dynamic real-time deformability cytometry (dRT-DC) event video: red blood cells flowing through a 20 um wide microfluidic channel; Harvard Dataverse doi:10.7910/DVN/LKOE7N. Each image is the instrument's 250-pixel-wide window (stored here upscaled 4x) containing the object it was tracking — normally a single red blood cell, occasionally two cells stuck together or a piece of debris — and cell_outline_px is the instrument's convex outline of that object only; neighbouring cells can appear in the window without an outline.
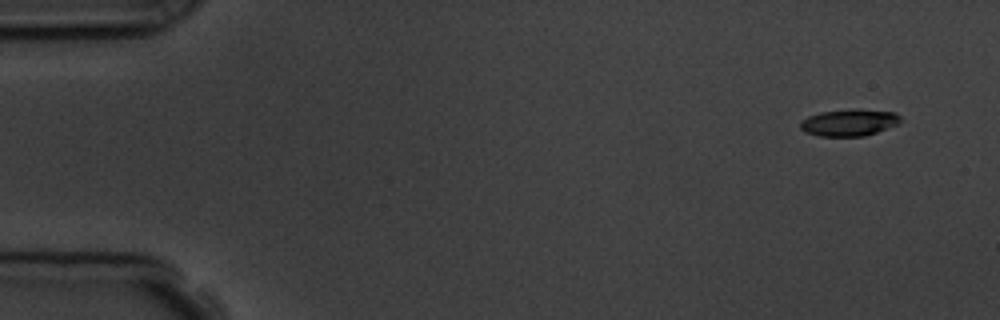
{"species": "common noctule bat (a hibernating species)", "species_latin": "Nyctalus noctula", "temperature_condition": "room temperature", "stored_images_in_passage": 7, "camera_frame_rate_fps": 3000, "um_per_image_px": 0.085, "animal": {"sex": "male", "body_mass_g": 19.5, "forearm_length_mm": 54.6}, "frame": {"image": 1, "passage_image": 1, "time_ms": 0.0, "image_size_px": [1000, 320], "cell_outline_px": [[904, 120], [896, 124], [876, 132], [864, 136], [820, 136], [804, 132], [800, 128], [800, 120], [808, 116], [820, 112], [860, 108], [896, 112]], "centroid_in_image_um": [72.18, 10.4], "position_along_channel_um": 12.8, "area_um2": 15.84}}
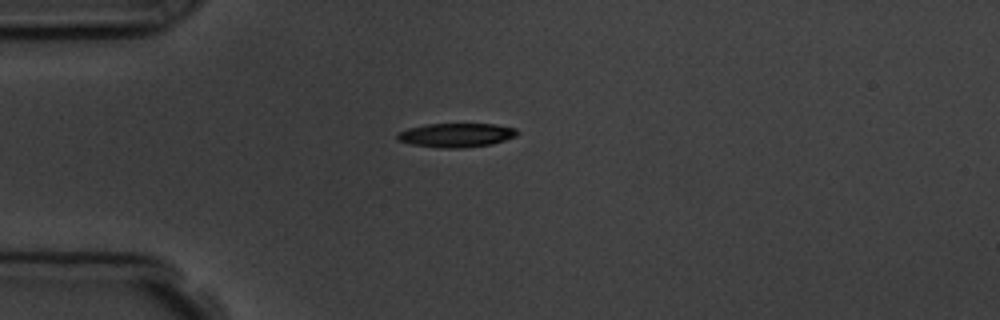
{"frame": {"image": 2, "passage_image": 4, "time_ms": 3.667, "image_size_px": [1000, 320], "cell_outline_px": [[520, 132], [516, 136], [492, 144], [464, 148], [440, 148], [412, 144], [396, 140], [396, 132], [408, 128], [428, 124], [496, 124], [516, 128]], "centroid_in_image_um": [38.77, 11.48], "position_along_channel_um": 46.2, "area_um2": 16.94}}